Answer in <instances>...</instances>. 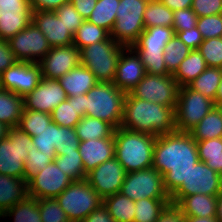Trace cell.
<instances>
[{
	"label": "cell",
	"mask_w": 222,
	"mask_h": 222,
	"mask_svg": "<svg viewBox=\"0 0 222 222\" xmlns=\"http://www.w3.org/2000/svg\"><path fill=\"white\" fill-rule=\"evenodd\" d=\"M61 21L66 25L69 32L74 36L75 31L82 24L84 19L79 12L74 8L71 2L61 5L54 11Z\"/></svg>",
	"instance_id": "49"
},
{
	"label": "cell",
	"mask_w": 222,
	"mask_h": 222,
	"mask_svg": "<svg viewBox=\"0 0 222 222\" xmlns=\"http://www.w3.org/2000/svg\"><path fill=\"white\" fill-rule=\"evenodd\" d=\"M34 146L47 156H56L58 150V125L51 122L39 135L32 137Z\"/></svg>",
	"instance_id": "43"
},
{
	"label": "cell",
	"mask_w": 222,
	"mask_h": 222,
	"mask_svg": "<svg viewBox=\"0 0 222 222\" xmlns=\"http://www.w3.org/2000/svg\"><path fill=\"white\" fill-rule=\"evenodd\" d=\"M195 141L222 137V114L214 107L190 132Z\"/></svg>",
	"instance_id": "29"
},
{
	"label": "cell",
	"mask_w": 222,
	"mask_h": 222,
	"mask_svg": "<svg viewBox=\"0 0 222 222\" xmlns=\"http://www.w3.org/2000/svg\"><path fill=\"white\" fill-rule=\"evenodd\" d=\"M219 108H220V110H221V114H222V105L221 106H218Z\"/></svg>",
	"instance_id": "67"
},
{
	"label": "cell",
	"mask_w": 222,
	"mask_h": 222,
	"mask_svg": "<svg viewBox=\"0 0 222 222\" xmlns=\"http://www.w3.org/2000/svg\"><path fill=\"white\" fill-rule=\"evenodd\" d=\"M120 193L132 201L145 198L171 200L164 187L163 175L152 167L127 173Z\"/></svg>",
	"instance_id": "10"
},
{
	"label": "cell",
	"mask_w": 222,
	"mask_h": 222,
	"mask_svg": "<svg viewBox=\"0 0 222 222\" xmlns=\"http://www.w3.org/2000/svg\"><path fill=\"white\" fill-rule=\"evenodd\" d=\"M170 10L177 11L180 9L191 8L193 0H160Z\"/></svg>",
	"instance_id": "60"
},
{
	"label": "cell",
	"mask_w": 222,
	"mask_h": 222,
	"mask_svg": "<svg viewBox=\"0 0 222 222\" xmlns=\"http://www.w3.org/2000/svg\"><path fill=\"white\" fill-rule=\"evenodd\" d=\"M8 43L18 61L39 63L51 49L45 35L33 22L10 38Z\"/></svg>",
	"instance_id": "13"
},
{
	"label": "cell",
	"mask_w": 222,
	"mask_h": 222,
	"mask_svg": "<svg viewBox=\"0 0 222 222\" xmlns=\"http://www.w3.org/2000/svg\"><path fill=\"white\" fill-rule=\"evenodd\" d=\"M74 8L84 20H87L94 10L97 0H70Z\"/></svg>",
	"instance_id": "58"
},
{
	"label": "cell",
	"mask_w": 222,
	"mask_h": 222,
	"mask_svg": "<svg viewBox=\"0 0 222 222\" xmlns=\"http://www.w3.org/2000/svg\"><path fill=\"white\" fill-rule=\"evenodd\" d=\"M126 174L123 165L113 157L87 173L86 181L104 199L120 192Z\"/></svg>",
	"instance_id": "16"
},
{
	"label": "cell",
	"mask_w": 222,
	"mask_h": 222,
	"mask_svg": "<svg viewBox=\"0 0 222 222\" xmlns=\"http://www.w3.org/2000/svg\"><path fill=\"white\" fill-rule=\"evenodd\" d=\"M10 127L0 122V140L7 138Z\"/></svg>",
	"instance_id": "65"
},
{
	"label": "cell",
	"mask_w": 222,
	"mask_h": 222,
	"mask_svg": "<svg viewBox=\"0 0 222 222\" xmlns=\"http://www.w3.org/2000/svg\"><path fill=\"white\" fill-rule=\"evenodd\" d=\"M79 144L80 141L75 128L58 125V150L56 155L59 156L62 152L78 150Z\"/></svg>",
	"instance_id": "50"
},
{
	"label": "cell",
	"mask_w": 222,
	"mask_h": 222,
	"mask_svg": "<svg viewBox=\"0 0 222 222\" xmlns=\"http://www.w3.org/2000/svg\"><path fill=\"white\" fill-rule=\"evenodd\" d=\"M125 97L126 93L113 83L97 82L85 94V116L106 121L117 129L122 123Z\"/></svg>",
	"instance_id": "4"
},
{
	"label": "cell",
	"mask_w": 222,
	"mask_h": 222,
	"mask_svg": "<svg viewBox=\"0 0 222 222\" xmlns=\"http://www.w3.org/2000/svg\"><path fill=\"white\" fill-rule=\"evenodd\" d=\"M56 156H47L36 147L28 151V157L24 164L25 180L45 169L46 166L54 161Z\"/></svg>",
	"instance_id": "47"
},
{
	"label": "cell",
	"mask_w": 222,
	"mask_h": 222,
	"mask_svg": "<svg viewBox=\"0 0 222 222\" xmlns=\"http://www.w3.org/2000/svg\"><path fill=\"white\" fill-rule=\"evenodd\" d=\"M196 27L204 40L222 36V14L199 17Z\"/></svg>",
	"instance_id": "48"
},
{
	"label": "cell",
	"mask_w": 222,
	"mask_h": 222,
	"mask_svg": "<svg viewBox=\"0 0 222 222\" xmlns=\"http://www.w3.org/2000/svg\"><path fill=\"white\" fill-rule=\"evenodd\" d=\"M156 136L118 127L114 131L115 158L127 173L152 167Z\"/></svg>",
	"instance_id": "3"
},
{
	"label": "cell",
	"mask_w": 222,
	"mask_h": 222,
	"mask_svg": "<svg viewBox=\"0 0 222 222\" xmlns=\"http://www.w3.org/2000/svg\"><path fill=\"white\" fill-rule=\"evenodd\" d=\"M78 151L87 175L103 162L115 157L114 135L110 138L80 141Z\"/></svg>",
	"instance_id": "21"
},
{
	"label": "cell",
	"mask_w": 222,
	"mask_h": 222,
	"mask_svg": "<svg viewBox=\"0 0 222 222\" xmlns=\"http://www.w3.org/2000/svg\"><path fill=\"white\" fill-rule=\"evenodd\" d=\"M198 16L192 8L180 9L173 12L174 31H184L196 27Z\"/></svg>",
	"instance_id": "51"
},
{
	"label": "cell",
	"mask_w": 222,
	"mask_h": 222,
	"mask_svg": "<svg viewBox=\"0 0 222 222\" xmlns=\"http://www.w3.org/2000/svg\"><path fill=\"white\" fill-rule=\"evenodd\" d=\"M191 8L198 18L222 14V0H193Z\"/></svg>",
	"instance_id": "52"
},
{
	"label": "cell",
	"mask_w": 222,
	"mask_h": 222,
	"mask_svg": "<svg viewBox=\"0 0 222 222\" xmlns=\"http://www.w3.org/2000/svg\"><path fill=\"white\" fill-rule=\"evenodd\" d=\"M185 222H218V220L216 216L212 217L185 216Z\"/></svg>",
	"instance_id": "61"
},
{
	"label": "cell",
	"mask_w": 222,
	"mask_h": 222,
	"mask_svg": "<svg viewBox=\"0 0 222 222\" xmlns=\"http://www.w3.org/2000/svg\"><path fill=\"white\" fill-rule=\"evenodd\" d=\"M104 206L115 222H133L135 201L118 192L103 199Z\"/></svg>",
	"instance_id": "31"
},
{
	"label": "cell",
	"mask_w": 222,
	"mask_h": 222,
	"mask_svg": "<svg viewBox=\"0 0 222 222\" xmlns=\"http://www.w3.org/2000/svg\"><path fill=\"white\" fill-rule=\"evenodd\" d=\"M83 222H115L108 209L102 204L98 209L89 214Z\"/></svg>",
	"instance_id": "59"
},
{
	"label": "cell",
	"mask_w": 222,
	"mask_h": 222,
	"mask_svg": "<svg viewBox=\"0 0 222 222\" xmlns=\"http://www.w3.org/2000/svg\"><path fill=\"white\" fill-rule=\"evenodd\" d=\"M148 3L143 0H120L110 37L125 48L132 47L144 31L143 14Z\"/></svg>",
	"instance_id": "6"
},
{
	"label": "cell",
	"mask_w": 222,
	"mask_h": 222,
	"mask_svg": "<svg viewBox=\"0 0 222 222\" xmlns=\"http://www.w3.org/2000/svg\"><path fill=\"white\" fill-rule=\"evenodd\" d=\"M17 61L8 41L0 38V75Z\"/></svg>",
	"instance_id": "54"
},
{
	"label": "cell",
	"mask_w": 222,
	"mask_h": 222,
	"mask_svg": "<svg viewBox=\"0 0 222 222\" xmlns=\"http://www.w3.org/2000/svg\"><path fill=\"white\" fill-rule=\"evenodd\" d=\"M222 78V68L207 67L187 86L192 90L212 99L215 102L217 89Z\"/></svg>",
	"instance_id": "32"
},
{
	"label": "cell",
	"mask_w": 222,
	"mask_h": 222,
	"mask_svg": "<svg viewBox=\"0 0 222 222\" xmlns=\"http://www.w3.org/2000/svg\"><path fill=\"white\" fill-rule=\"evenodd\" d=\"M156 222H185L182 211L174 204L168 205Z\"/></svg>",
	"instance_id": "56"
},
{
	"label": "cell",
	"mask_w": 222,
	"mask_h": 222,
	"mask_svg": "<svg viewBox=\"0 0 222 222\" xmlns=\"http://www.w3.org/2000/svg\"><path fill=\"white\" fill-rule=\"evenodd\" d=\"M222 105V78L221 81L219 83V87L217 89V95H216V99H215V106H221Z\"/></svg>",
	"instance_id": "64"
},
{
	"label": "cell",
	"mask_w": 222,
	"mask_h": 222,
	"mask_svg": "<svg viewBox=\"0 0 222 222\" xmlns=\"http://www.w3.org/2000/svg\"><path fill=\"white\" fill-rule=\"evenodd\" d=\"M34 147L30 135L18 127L10 128L7 138L0 140V173L25 179L24 164Z\"/></svg>",
	"instance_id": "8"
},
{
	"label": "cell",
	"mask_w": 222,
	"mask_h": 222,
	"mask_svg": "<svg viewBox=\"0 0 222 222\" xmlns=\"http://www.w3.org/2000/svg\"><path fill=\"white\" fill-rule=\"evenodd\" d=\"M125 47L111 37L80 50V64L88 68L98 82L113 83L117 63Z\"/></svg>",
	"instance_id": "5"
},
{
	"label": "cell",
	"mask_w": 222,
	"mask_h": 222,
	"mask_svg": "<svg viewBox=\"0 0 222 222\" xmlns=\"http://www.w3.org/2000/svg\"><path fill=\"white\" fill-rule=\"evenodd\" d=\"M199 160L222 175V137L196 141Z\"/></svg>",
	"instance_id": "34"
},
{
	"label": "cell",
	"mask_w": 222,
	"mask_h": 222,
	"mask_svg": "<svg viewBox=\"0 0 222 222\" xmlns=\"http://www.w3.org/2000/svg\"><path fill=\"white\" fill-rule=\"evenodd\" d=\"M146 1L147 3L152 2V1H157V0H143Z\"/></svg>",
	"instance_id": "66"
},
{
	"label": "cell",
	"mask_w": 222,
	"mask_h": 222,
	"mask_svg": "<svg viewBox=\"0 0 222 222\" xmlns=\"http://www.w3.org/2000/svg\"><path fill=\"white\" fill-rule=\"evenodd\" d=\"M33 11H0V38L8 41L32 22Z\"/></svg>",
	"instance_id": "30"
},
{
	"label": "cell",
	"mask_w": 222,
	"mask_h": 222,
	"mask_svg": "<svg viewBox=\"0 0 222 222\" xmlns=\"http://www.w3.org/2000/svg\"><path fill=\"white\" fill-rule=\"evenodd\" d=\"M79 141L90 139L110 138L114 135L115 128L106 121L83 116L75 126Z\"/></svg>",
	"instance_id": "28"
},
{
	"label": "cell",
	"mask_w": 222,
	"mask_h": 222,
	"mask_svg": "<svg viewBox=\"0 0 222 222\" xmlns=\"http://www.w3.org/2000/svg\"><path fill=\"white\" fill-rule=\"evenodd\" d=\"M154 136L171 134L175 127V107L135 98L126 93L121 126Z\"/></svg>",
	"instance_id": "2"
},
{
	"label": "cell",
	"mask_w": 222,
	"mask_h": 222,
	"mask_svg": "<svg viewBox=\"0 0 222 222\" xmlns=\"http://www.w3.org/2000/svg\"><path fill=\"white\" fill-rule=\"evenodd\" d=\"M171 200L140 199L135 201V216L133 222H156Z\"/></svg>",
	"instance_id": "37"
},
{
	"label": "cell",
	"mask_w": 222,
	"mask_h": 222,
	"mask_svg": "<svg viewBox=\"0 0 222 222\" xmlns=\"http://www.w3.org/2000/svg\"><path fill=\"white\" fill-rule=\"evenodd\" d=\"M56 200L70 222L83 221L103 204V199L86 179L73 181Z\"/></svg>",
	"instance_id": "7"
},
{
	"label": "cell",
	"mask_w": 222,
	"mask_h": 222,
	"mask_svg": "<svg viewBox=\"0 0 222 222\" xmlns=\"http://www.w3.org/2000/svg\"><path fill=\"white\" fill-rule=\"evenodd\" d=\"M73 180L60 170L55 161L27 180L28 195L36 199L56 198Z\"/></svg>",
	"instance_id": "15"
},
{
	"label": "cell",
	"mask_w": 222,
	"mask_h": 222,
	"mask_svg": "<svg viewBox=\"0 0 222 222\" xmlns=\"http://www.w3.org/2000/svg\"><path fill=\"white\" fill-rule=\"evenodd\" d=\"M41 79L39 63L17 61L0 75V88L24 97L39 85Z\"/></svg>",
	"instance_id": "14"
},
{
	"label": "cell",
	"mask_w": 222,
	"mask_h": 222,
	"mask_svg": "<svg viewBox=\"0 0 222 222\" xmlns=\"http://www.w3.org/2000/svg\"><path fill=\"white\" fill-rule=\"evenodd\" d=\"M191 49L175 34L164 48V63L167 71L173 75L180 63L187 57Z\"/></svg>",
	"instance_id": "42"
},
{
	"label": "cell",
	"mask_w": 222,
	"mask_h": 222,
	"mask_svg": "<svg viewBox=\"0 0 222 222\" xmlns=\"http://www.w3.org/2000/svg\"><path fill=\"white\" fill-rule=\"evenodd\" d=\"M179 85L172 75H151L143 79L130 92L135 98L152 101L167 107H176Z\"/></svg>",
	"instance_id": "12"
},
{
	"label": "cell",
	"mask_w": 222,
	"mask_h": 222,
	"mask_svg": "<svg viewBox=\"0 0 222 222\" xmlns=\"http://www.w3.org/2000/svg\"><path fill=\"white\" fill-rule=\"evenodd\" d=\"M14 219L13 222H42L38 199L27 196L25 199L16 203L12 208L4 212L1 218Z\"/></svg>",
	"instance_id": "33"
},
{
	"label": "cell",
	"mask_w": 222,
	"mask_h": 222,
	"mask_svg": "<svg viewBox=\"0 0 222 222\" xmlns=\"http://www.w3.org/2000/svg\"><path fill=\"white\" fill-rule=\"evenodd\" d=\"M80 64V51L73 44L52 47L39 62L42 78L58 80Z\"/></svg>",
	"instance_id": "17"
},
{
	"label": "cell",
	"mask_w": 222,
	"mask_h": 222,
	"mask_svg": "<svg viewBox=\"0 0 222 222\" xmlns=\"http://www.w3.org/2000/svg\"><path fill=\"white\" fill-rule=\"evenodd\" d=\"M28 196L25 179L0 173V216Z\"/></svg>",
	"instance_id": "23"
},
{
	"label": "cell",
	"mask_w": 222,
	"mask_h": 222,
	"mask_svg": "<svg viewBox=\"0 0 222 222\" xmlns=\"http://www.w3.org/2000/svg\"><path fill=\"white\" fill-rule=\"evenodd\" d=\"M146 72L140 56L132 47L120 54L113 84L125 93H130L143 79Z\"/></svg>",
	"instance_id": "19"
},
{
	"label": "cell",
	"mask_w": 222,
	"mask_h": 222,
	"mask_svg": "<svg viewBox=\"0 0 222 222\" xmlns=\"http://www.w3.org/2000/svg\"><path fill=\"white\" fill-rule=\"evenodd\" d=\"M198 161L197 144L190 133L175 131L157 136L152 168L163 175L164 187L169 195L186 182L190 170Z\"/></svg>",
	"instance_id": "1"
},
{
	"label": "cell",
	"mask_w": 222,
	"mask_h": 222,
	"mask_svg": "<svg viewBox=\"0 0 222 222\" xmlns=\"http://www.w3.org/2000/svg\"><path fill=\"white\" fill-rule=\"evenodd\" d=\"M76 106L81 117L85 116V94L76 96Z\"/></svg>",
	"instance_id": "62"
},
{
	"label": "cell",
	"mask_w": 222,
	"mask_h": 222,
	"mask_svg": "<svg viewBox=\"0 0 222 222\" xmlns=\"http://www.w3.org/2000/svg\"><path fill=\"white\" fill-rule=\"evenodd\" d=\"M222 192V175L203 161H198L183 182L170 196L171 204L177 205L185 196L205 194L218 196Z\"/></svg>",
	"instance_id": "11"
},
{
	"label": "cell",
	"mask_w": 222,
	"mask_h": 222,
	"mask_svg": "<svg viewBox=\"0 0 222 222\" xmlns=\"http://www.w3.org/2000/svg\"><path fill=\"white\" fill-rule=\"evenodd\" d=\"M0 11H32L28 0H0Z\"/></svg>",
	"instance_id": "57"
},
{
	"label": "cell",
	"mask_w": 222,
	"mask_h": 222,
	"mask_svg": "<svg viewBox=\"0 0 222 222\" xmlns=\"http://www.w3.org/2000/svg\"><path fill=\"white\" fill-rule=\"evenodd\" d=\"M42 222H70L56 198L38 199Z\"/></svg>",
	"instance_id": "45"
},
{
	"label": "cell",
	"mask_w": 222,
	"mask_h": 222,
	"mask_svg": "<svg viewBox=\"0 0 222 222\" xmlns=\"http://www.w3.org/2000/svg\"><path fill=\"white\" fill-rule=\"evenodd\" d=\"M120 0H97L94 10L91 12L87 21L111 32L117 14Z\"/></svg>",
	"instance_id": "35"
},
{
	"label": "cell",
	"mask_w": 222,
	"mask_h": 222,
	"mask_svg": "<svg viewBox=\"0 0 222 222\" xmlns=\"http://www.w3.org/2000/svg\"><path fill=\"white\" fill-rule=\"evenodd\" d=\"M60 170L64 171L73 181L86 179L82 158L78 150L62 152L54 159Z\"/></svg>",
	"instance_id": "39"
},
{
	"label": "cell",
	"mask_w": 222,
	"mask_h": 222,
	"mask_svg": "<svg viewBox=\"0 0 222 222\" xmlns=\"http://www.w3.org/2000/svg\"><path fill=\"white\" fill-rule=\"evenodd\" d=\"M144 65L145 72L151 75H171L164 63V51H136Z\"/></svg>",
	"instance_id": "46"
},
{
	"label": "cell",
	"mask_w": 222,
	"mask_h": 222,
	"mask_svg": "<svg viewBox=\"0 0 222 222\" xmlns=\"http://www.w3.org/2000/svg\"><path fill=\"white\" fill-rule=\"evenodd\" d=\"M179 39L187 45L191 50H198L200 44L203 42L201 32L197 27L187 29L184 31H175Z\"/></svg>",
	"instance_id": "53"
},
{
	"label": "cell",
	"mask_w": 222,
	"mask_h": 222,
	"mask_svg": "<svg viewBox=\"0 0 222 222\" xmlns=\"http://www.w3.org/2000/svg\"><path fill=\"white\" fill-rule=\"evenodd\" d=\"M198 51L204 57L208 67L222 68V38H210L203 40Z\"/></svg>",
	"instance_id": "44"
},
{
	"label": "cell",
	"mask_w": 222,
	"mask_h": 222,
	"mask_svg": "<svg viewBox=\"0 0 222 222\" xmlns=\"http://www.w3.org/2000/svg\"><path fill=\"white\" fill-rule=\"evenodd\" d=\"M66 99V93L58 80L42 78L39 85L23 97V102L27 110L51 114Z\"/></svg>",
	"instance_id": "18"
},
{
	"label": "cell",
	"mask_w": 222,
	"mask_h": 222,
	"mask_svg": "<svg viewBox=\"0 0 222 222\" xmlns=\"http://www.w3.org/2000/svg\"><path fill=\"white\" fill-rule=\"evenodd\" d=\"M174 35L173 27L155 26L145 28L132 48L135 51H164L166 44Z\"/></svg>",
	"instance_id": "24"
},
{
	"label": "cell",
	"mask_w": 222,
	"mask_h": 222,
	"mask_svg": "<svg viewBox=\"0 0 222 222\" xmlns=\"http://www.w3.org/2000/svg\"><path fill=\"white\" fill-rule=\"evenodd\" d=\"M33 12L37 11H55L61 5L70 2V0H28Z\"/></svg>",
	"instance_id": "55"
},
{
	"label": "cell",
	"mask_w": 222,
	"mask_h": 222,
	"mask_svg": "<svg viewBox=\"0 0 222 222\" xmlns=\"http://www.w3.org/2000/svg\"><path fill=\"white\" fill-rule=\"evenodd\" d=\"M207 67L208 66L201 53L198 50H191L172 76L177 81L179 87L187 86Z\"/></svg>",
	"instance_id": "27"
},
{
	"label": "cell",
	"mask_w": 222,
	"mask_h": 222,
	"mask_svg": "<svg viewBox=\"0 0 222 222\" xmlns=\"http://www.w3.org/2000/svg\"><path fill=\"white\" fill-rule=\"evenodd\" d=\"M32 22L45 35L51 48L73 44V35L54 11L32 12Z\"/></svg>",
	"instance_id": "20"
},
{
	"label": "cell",
	"mask_w": 222,
	"mask_h": 222,
	"mask_svg": "<svg viewBox=\"0 0 222 222\" xmlns=\"http://www.w3.org/2000/svg\"><path fill=\"white\" fill-rule=\"evenodd\" d=\"M218 196L194 194L185 196L176 206L184 216L212 217L216 216Z\"/></svg>",
	"instance_id": "25"
},
{
	"label": "cell",
	"mask_w": 222,
	"mask_h": 222,
	"mask_svg": "<svg viewBox=\"0 0 222 222\" xmlns=\"http://www.w3.org/2000/svg\"><path fill=\"white\" fill-rule=\"evenodd\" d=\"M52 122L51 114L41 111L23 109L18 128L31 137L39 135Z\"/></svg>",
	"instance_id": "40"
},
{
	"label": "cell",
	"mask_w": 222,
	"mask_h": 222,
	"mask_svg": "<svg viewBox=\"0 0 222 222\" xmlns=\"http://www.w3.org/2000/svg\"><path fill=\"white\" fill-rule=\"evenodd\" d=\"M67 97L87 94L97 84L94 74L82 64L58 79Z\"/></svg>",
	"instance_id": "22"
},
{
	"label": "cell",
	"mask_w": 222,
	"mask_h": 222,
	"mask_svg": "<svg viewBox=\"0 0 222 222\" xmlns=\"http://www.w3.org/2000/svg\"><path fill=\"white\" fill-rule=\"evenodd\" d=\"M110 37V33L102 27H99L87 20H84L73 36V45L79 51L96 42L105 41Z\"/></svg>",
	"instance_id": "36"
},
{
	"label": "cell",
	"mask_w": 222,
	"mask_h": 222,
	"mask_svg": "<svg viewBox=\"0 0 222 222\" xmlns=\"http://www.w3.org/2000/svg\"><path fill=\"white\" fill-rule=\"evenodd\" d=\"M51 117L52 122L59 126L75 128L82 118L79 115V110H77L76 96L67 97L65 101L56 106L51 113Z\"/></svg>",
	"instance_id": "41"
},
{
	"label": "cell",
	"mask_w": 222,
	"mask_h": 222,
	"mask_svg": "<svg viewBox=\"0 0 222 222\" xmlns=\"http://www.w3.org/2000/svg\"><path fill=\"white\" fill-rule=\"evenodd\" d=\"M215 106V102L189 88L179 87L175 107V127L178 132H190Z\"/></svg>",
	"instance_id": "9"
},
{
	"label": "cell",
	"mask_w": 222,
	"mask_h": 222,
	"mask_svg": "<svg viewBox=\"0 0 222 222\" xmlns=\"http://www.w3.org/2000/svg\"><path fill=\"white\" fill-rule=\"evenodd\" d=\"M216 218L218 222H222V192L217 198Z\"/></svg>",
	"instance_id": "63"
},
{
	"label": "cell",
	"mask_w": 222,
	"mask_h": 222,
	"mask_svg": "<svg viewBox=\"0 0 222 222\" xmlns=\"http://www.w3.org/2000/svg\"><path fill=\"white\" fill-rule=\"evenodd\" d=\"M24 109L23 96L0 88V122L17 127Z\"/></svg>",
	"instance_id": "26"
},
{
	"label": "cell",
	"mask_w": 222,
	"mask_h": 222,
	"mask_svg": "<svg viewBox=\"0 0 222 222\" xmlns=\"http://www.w3.org/2000/svg\"><path fill=\"white\" fill-rule=\"evenodd\" d=\"M143 19L145 28L155 26L172 27L173 11L164 5L160 0L152 1L146 5Z\"/></svg>",
	"instance_id": "38"
}]
</instances>
